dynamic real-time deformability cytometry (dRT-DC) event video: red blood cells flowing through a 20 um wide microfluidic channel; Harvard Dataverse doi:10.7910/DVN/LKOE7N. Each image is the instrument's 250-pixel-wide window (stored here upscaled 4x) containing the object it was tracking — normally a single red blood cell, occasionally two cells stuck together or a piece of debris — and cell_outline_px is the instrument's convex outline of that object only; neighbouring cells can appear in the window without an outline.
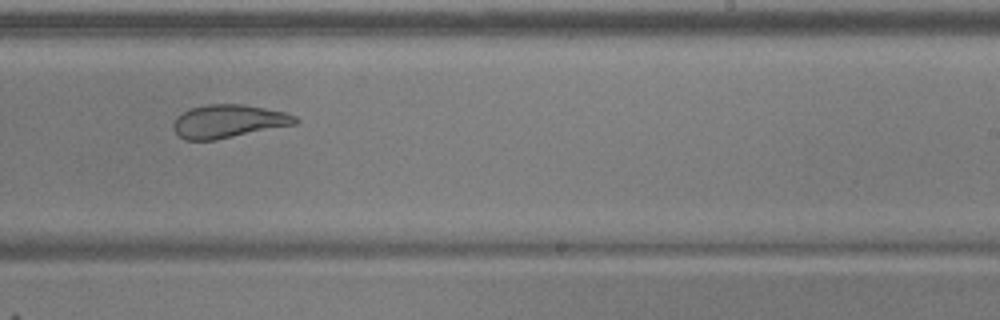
{"species": "common noctule bat (a hibernating species)", "species_latin": "Nyctalus noctula", "temperature_condition": "warm", "stored_images_in_passage": 11, "camera_frame_rate_fps": 3000, "um_per_image_px": 0.085, "animal": {"sex": "male", "body_mass_g": 17.9, "forearm_length_mm": 54.2}, "frame": {"image": 1, "passage_image": 10, "time_ms": 3.0, "image_size_px": [1000, 320], "cell_outline_px": [[300, 120], [296, 124], [216, 140], [184, 140], [172, 128], [172, 124], [176, 116], [192, 108], [208, 104], [240, 104], [264, 108], [284, 112], [296, 116]], "centroid_in_image_um": [19.4, 10.32], "position_along_channel_um": 269.6, "area_um2": 23.52}}
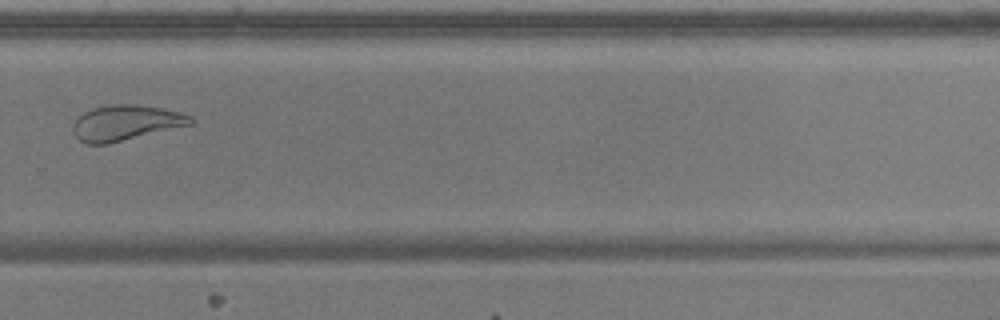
{"frame": {"image": 2, "passage_image": 11, "time_ms": 3.333, "image_size_px": [1000, 320], "cell_outline_px": [[196, 120], [192, 124], [108, 144], [88, 144], [80, 140], [72, 132], [72, 124], [84, 112], [92, 108], [112, 104], [140, 104], [180, 112], [192, 116]], "centroid_in_image_um": [10.69, 10.43], "position_along_channel_um": 319.1, "area_um2": 24.28}}